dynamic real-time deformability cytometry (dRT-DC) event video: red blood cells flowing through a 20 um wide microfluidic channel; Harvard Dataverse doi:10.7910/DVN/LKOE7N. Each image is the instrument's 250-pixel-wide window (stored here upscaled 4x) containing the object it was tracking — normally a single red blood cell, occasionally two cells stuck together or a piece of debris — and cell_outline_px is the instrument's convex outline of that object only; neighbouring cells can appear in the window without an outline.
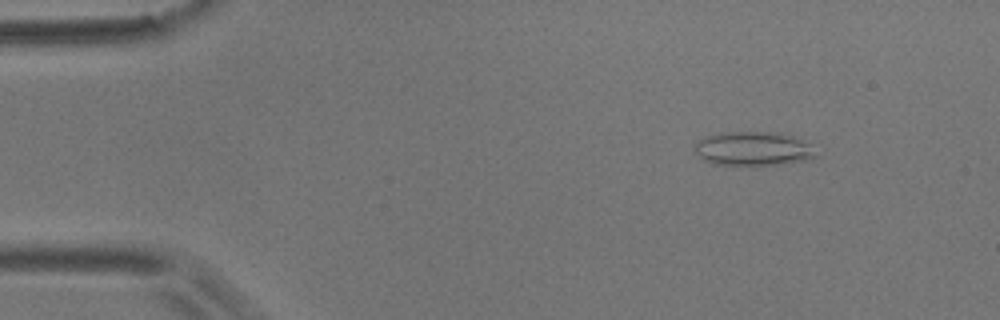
{"species": "common noctule bat (a hibernating species)", "species_latin": "Nyctalus noctula", "temperature_condition": "room temperature", "stored_images_in_passage": 4, "camera_frame_rate_fps": 3000, "um_per_image_px": 0.085, "animal": {"sex": "male", "body_mass_g": 17.9}, "frame": {"image": 1, "passage_image": 2, "time_ms": 0.333, "image_size_px": [1000, 320], "cell_outline_px": [[820, 156], [812, 160], [780, 164], [712, 164], [704, 160], [696, 152], [696, 140], [720, 132], [776, 132], [792, 136], [808, 144]], "centroid_in_image_um": [64.06, 12.64], "position_along_channel_um": 20.9, "area_um2": 23.87}}